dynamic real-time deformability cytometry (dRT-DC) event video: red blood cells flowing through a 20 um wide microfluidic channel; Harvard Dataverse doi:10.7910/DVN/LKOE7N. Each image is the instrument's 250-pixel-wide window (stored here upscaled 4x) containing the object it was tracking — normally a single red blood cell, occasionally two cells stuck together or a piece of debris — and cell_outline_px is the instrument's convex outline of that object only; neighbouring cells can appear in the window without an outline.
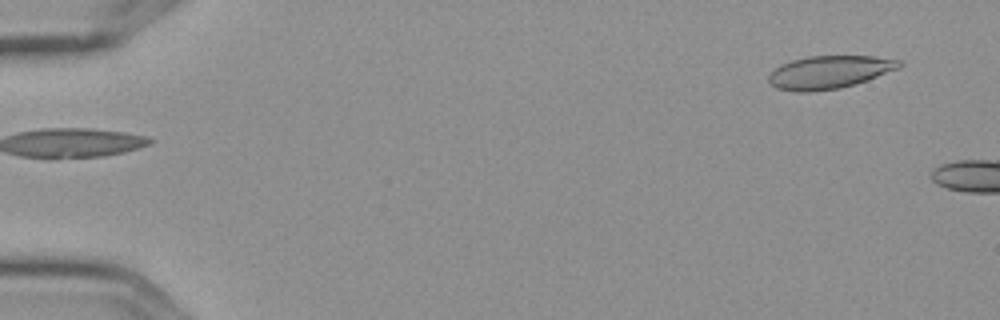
{"species": "Egyptian fruit bat (a non-hibernating species)", "species_latin": "Rousettus aegyptiacus", "temperature_condition": "cold", "stored_images_in_passage": 3, "segment_of_instrument_passage": [2, 2], "camera_frame_rate_fps": 3000, "um_per_image_px": 0.085, "frame": {"image": 1, "passage_image": 3, "time_ms": 0.667, "image_size_px": [1000, 320], "cell_outline_px": [[904, 64], [900, 68], [868, 80], [856, 84], [840, 88], [808, 92], [796, 92], [776, 88], [768, 80], [768, 76], [780, 64], [792, 60], [808, 56], [876, 56], [904, 60]], "centroid_in_image_um": [70.55, 6.13], "position_along_channel_um": 14.5, "area_um2": 25.32}}